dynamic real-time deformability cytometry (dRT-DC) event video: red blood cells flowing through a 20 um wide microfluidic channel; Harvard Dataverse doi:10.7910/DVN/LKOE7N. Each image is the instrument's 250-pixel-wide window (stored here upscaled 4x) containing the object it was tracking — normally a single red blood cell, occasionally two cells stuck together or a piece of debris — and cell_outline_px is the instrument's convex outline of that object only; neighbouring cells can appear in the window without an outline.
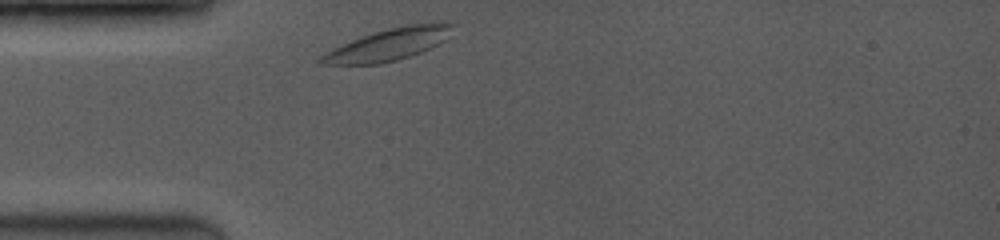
{"species": "common noctule bat (a hibernating species)", "species_latin": "Nyctalus noctula", "temperature_condition": "room temperature", "stored_images_in_passage": 16, "camera_frame_rate_fps": 3500, "um_per_image_px": 0.085, "animal": {"sex": "female", "body_mass_g": 19.0, "forearm_length_mm": 53.3}, "frame": {"image": 1, "passage_image": 1, "time_ms": 0.0, "image_size_px": [1000, 240], "cell_outline_px": [[456, 24], [452, 36], [420, 52], [396, 60], [380, 64], [320, 64], [316, 60], [324, 52], [332, 48], [352, 40], [388, 28], [408, 24], [432, 20], [456, 20]], "centroid_in_image_um": [33.16, 3.72], "position_along_channel_um": 51.8, "area_um2": 25.09}}
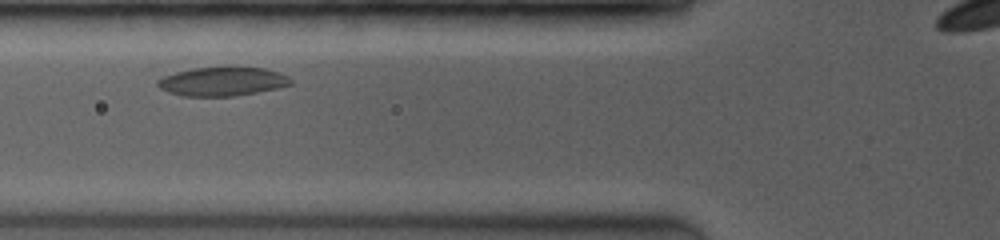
{"frame": {"image": 2, "passage_image": 9, "time_ms": 1.714, "image_size_px": [1000, 240], "cell_outline_px": [[292, 84], [276, 88], [256, 92], [232, 96], [180, 96], [168, 92], [160, 88], [156, 84], [156, 80], [164, 76], [176, 72], [192, 68], [264, 68], [280, 72], [288, 76], [292, 80]], "centroid_in_image_um": [18.88, 6.93], "position_along_channel_um": 106.9, "area_um2": 22.14}}
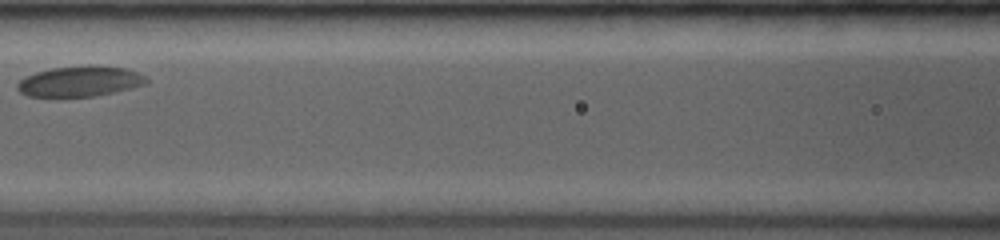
{"frame": {"image": 3, "passage_image": 15, "time_ms": 3.143, "image_size_px": [1000, 240], "cell_outline_px": [[148, 84], [116, 92], [92, 96], [28, 96], [20, 92], [16, 88], [16, 84], [20, 80], [36, 72], [52, 68], [88, 64], [92, 64], [124, 68], [136, 72], [144, 76], [148, 80]], "centroid_in_image_um": [6.81, 6.9], "position_along_channel_um": 159.8, "area_um2": 22.95}}